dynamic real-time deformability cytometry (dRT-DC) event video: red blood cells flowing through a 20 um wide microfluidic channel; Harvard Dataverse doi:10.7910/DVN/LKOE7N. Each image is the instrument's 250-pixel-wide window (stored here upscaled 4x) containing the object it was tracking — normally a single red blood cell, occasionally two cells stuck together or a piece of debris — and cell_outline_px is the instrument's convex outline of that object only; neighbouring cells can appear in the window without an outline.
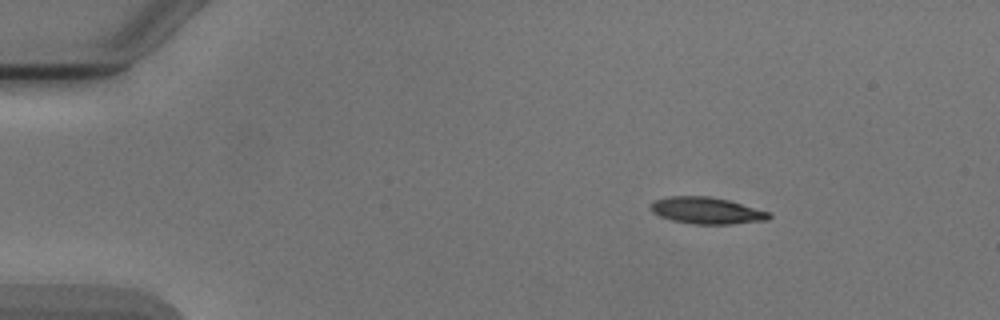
{"species": "Egyptian fruit bat (a non-hibernating species)", "species_latin": "Rousettus aegyptiacus", "temperature_condition": "cold", "stored_images_in_passage": 3, "camera_frame_rate_fps": 3000, "um_per_image_px": 0.085, "animal": {"sex": "male"}, "frame": {"image": 1, "passage_image": 1, "time_ms": 0.0, "image_size_px": [1000, 320], "cell_outline_px": [[772, 216], [768, 220], [728, 224], [692, 224], [672, 220], [660, 216], [652, 212], [648, 208], [648, 204], [656, 200], [668, 196], [708, 196], [728, 200], [772, 212]], "centroid_in_image_um": [60.06, 17.9], "position_along_channel_um": 24.9, "area_um2": 18.55}}